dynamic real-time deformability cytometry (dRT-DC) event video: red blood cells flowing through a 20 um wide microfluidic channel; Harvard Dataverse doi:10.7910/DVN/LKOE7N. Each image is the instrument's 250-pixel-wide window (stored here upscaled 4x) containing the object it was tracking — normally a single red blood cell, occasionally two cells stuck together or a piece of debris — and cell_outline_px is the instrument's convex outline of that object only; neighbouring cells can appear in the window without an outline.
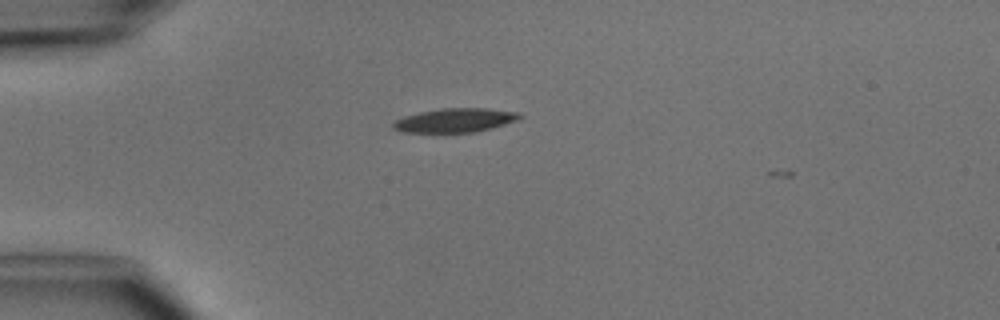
{"species": "common noctule bat (a hibernating species)", "species_latin": "Nyctalus noctula", "temperature_condition": "cold", "stored_images_in_passage": 3, "camera_frame_rate_fps": 3000, "um_per_image_px": 0.085, "animal": {"sex": "male", "body_mass_g": 15.6}, "frame": {"image": 1, "passage_image": 2, "time_ms": 1.0, "image_size_px": [1000, 320], "cell_outline_px": [[524, 116], [516, 120], [492, 128], [476, 132], [400, 132], [392, 128], [392, 124], [396, 120], [404, 116], [420, 112], [440, 108], [488, 108], [520, 112]], "centroid_in_image_um": [38.69, 10.22], "position_along_channel_um": 46.3, "area_um2": 17.74}}